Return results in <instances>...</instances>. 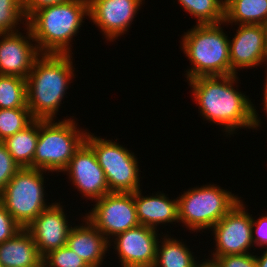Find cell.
Instances as JSON below:
<instances>
[{
  "label": "cell",
  "mask_w": 267,
  "mask_h": 267,
  "mask_svg": "<svg viewBox=\"0 0 267 267\" xmlns=\"http://www.w3.org/2000/svg\"><path fill=\"white\" fill-rule=\"evenodd\" d=\"M238 80L236 74L201 76L188 80L203 119L224 126L222 131L227 133L226 136L235 134L238 128L261 127L254 104L246 94L234 87Z\"/></svg>",
  "instance_id": "obj_1"
},
{
  "label": "cell",
  "mask_w": 267,
  "mask_h": 267,
  "mask_svg": "<svg viewBox=\"0 0 267 267\" xmlns=\"http://www.w3.org/2000/svg\"><path fill=\"white\" fill-rule=\"evenodd\" d=\"M72 54H41L27 81V107L36 120H55L71 80Z\"/></svg>",
  "instance_id": "obj_2"
},
{
  "label": "cell",
  "mask_w": 267,
  "mask_h": 267,
  "mask_svg": "<svg viewBox=\"0 0 267 267\" xmlns=\"http://www.w3.org/2000/svg\"><path fill=\"white\" fill-rule=\"evenodd\" d=\"M85 16H89L88 0H68L34 11L26 25L41 54H73L72 38L79 33Z\"/></svg>",
  "instance_id": "obj_3"
},
{
  "label": "cell",
  "mask_w": 267,
  "mask_h": 267,
  "mask_svg": "<svg viewBox=\"0 0 267 267\" xmlns=\"http://www.w3.org/2000/svg\"><path fill=\"white\" fill-rule=\"evenodd\" d=\"M196 24L182 36V51L192 67L186 70L187 80L201 76L231 75L229 37L221 25Z\"/></svg>",
  "instance_id": "obj_4"
},
{
  "label": "cell",
  "mask_w": 267,
  "mask_h": 267,
  "mask_svg": "<svg viewBox=\"0 0 267 267\" xmlns=\"http://www.w3.org/2000/svg\"><path fill=\"white\" fill-rule=\"evenodd\" d=\"M55 121L39 120V137L31 168L48 173L62 172L85 142L88 132L79 130L73 118Z\"/></svg>",
  "instance_id": "obj_5"
},
{
  "label": "cell",
  "mask_w": 267,
  "mask_h": 267,
  "mask_svg": "<svg viewBox=\"0 0 267 267\" xmlns=\"http://www.w3.org/2000/svg\"><path fill=\"white\" fill-rule=\"evenodd\" d=\"M216 185L194 187L177 197L179 223H183L188 230L204 232L240 201L241 197Z\"/></svg>",
  "instance_id": "obj_6"
},
{
  "label": "cell",
  "mask_w": 267,
  "mask_h": 267,
  "mask_svg": "<svg viewBox=\"0 0 267 267\" xmlns=\"http://www.w3.org/2000/svg\"><path fill=\"white\" fill-rule=\"evenodd\" d=\"M44 172L21 168L0 192V202L22 228L51 205L44 197Z\"/></svg>",
  "instance_id": "obj_7"
},
{
  "label": "cell",
  "mask_w": 267,
  "mask_h": 267,
  "mask_svg": "<svg viewBox=\"0 0 267 267\" xmlns=\"http://www.w3.org/2000/svg\"><path fill=\"white\" fill-rule=\"evenodd\" d=\"M85 142L93 149L103 169L110 192L133 193L140 188L137 157L119 143L87 133Z\"/></svg>",
  "instance_id": "obj_8"
},
{
  "label": "cell",
  "mask_w": 267,
  "mask_h": 267,
  "mask_svg": "<svg viewBox=\"0 0 267 267\" xmlns=\"http://www.w3.org/2000/svg\"><path fill=\"white\" fill-rule=\"evenodd\" d=\"M86 217L110 241L117 234L140 225L133 193L111 192L98 200ZM112 236V237H111Z\"/></svg>",
  "instance_id": "obj_9"
},
{
  "label": "cell",
  "mask_w": 267,
  "mask_h": 267,
  "mask_svg": "<svg viewBox=\"0 0 267 267\" xmlns=\"http://www.w3.org/2000/svg\"><path fill=\"white\" fill-rule=\"evenodd\" d=\"M245 207L243 201L240 200L211 228L216 246L211 258L251 253L248 251L254 247L252 240L253 217L245 210Z\"/></svg>",
  "instance_id": "obj_10"
},
{
  "label": "cell",
  "mask_w": 267,
  "mask_h": 267,
  "mask_svg": "<svg viewBox=\"0 0 267 267\" xmlns=\"http://www.w3.org/2000/svg\"><path fill=\"white\" fill-rule=\"evenodd\" d=\"M157 232V229L138 225L117 234L109 241V247L114 244L115 254H118L122 267H153L161 235Z\"/></svg>",
  "instance_id": "obj_11"
},
{
  "label": "cell",
  "mask_w": 267,
  "mask_h": 267,
  "mask_svg": "<svg viewBox=\"0 0 267 267\" xmlns=\"http://www.w3.org/2000/svg\"><path fill=\"white\" fill-rule=\"evenodd\" d=\"M62 172H68L69 180L77 191L92 202L111 193L104 171L98 164L93 149L86 142L75 152Z\"/></svg>",
  "instance_id": "obj_12"
},
{
  "label": "cell",
  "mask_w": 267,
  "mask_h": 267,
  "mask_svg": "<svg viewBox=\"0 0 267 267\" xmlns=\"http://www.w3.org/2000/svg\"><path fill=\"white\" fill-rule=\"evenodd\" d=\"M89 16L107 41L126 34L143 0H88Z\"/></svg>",
  "instance_id": "obj_13"
},
{
  "label": "cell",
  "mask_w": 267,
  "mask_h": 267,
  "mask_svg": "<svg viewBox=\"0 0 267 267\" xmlns=\"http://www.w3.org/2000/svg\"><path fill=\"white\" fill-rule=\"evenodd\" d=\"M25 27V36L19 30L0 34V75L27 79L35 60L41 55L31 30L26 24Z\"/></svg>",
  "instance_id": "obj_14"
},
{
  "label": "cell",
  "mask_w": 267,
  "mask_h": 267,
  "mask_svg": "<svg viewBox=\"0 0 267 267\" xmlns=\"http://www.w3.org/2000/svg\"><path fill=\"white\" fill-rule=\"evenodd\" d=\"M63 207L60 202L51 203L26 227L42 257L67 243L72 225L68 224Z\"/></svg>",
  "instance_id": "obj_15"
},
{
  "label": "cell",
  "mask_w": 267,
  "mask_h": 267,
  "mask_svg": "<svg viewBox=\"0 0 267 267\" xmlns=\"http://www.w3.org/2000/svg\"><path fill=\"white\" fill-rule=\"evenodd\" d=\"M234 38L229 39L230 66L232 74L244 68H256L266 64L264 25H238ZM239 69V70H238Z\"/></svg>",
  "instance_id": "obj_16"
},
{
  "label": "cell",
  "mask_w": 267,
  "mask_h": 267,
  "mask_svg": "<svg viewBox=\"0 0 267 267\" xmlns=\"http://www.w3.org/2000/svg\"><path fill=\"white\" fill-rule=\"evenodd\" d=\"M82 218L85 223L70 229L66 245L89 267H101L109 250V241L86 217Z\"/></svg>",
  "instance_id": "obj_17"
},
{
  "label": "cell",
  "mask_w": 267,
  "mask_h": 267,
  "mask_svg": "<svg viewBox=\"0 0 267 267\" xmlns=\"http://www.w3.org/2000/svg\"><path fill=\"white\" fill-rule=\"evenodd\" d=\"M142 190L133 192L137 218L140 225L157 229L160 224L179 222L178 199H169L165 193L143 196Z\"/></svg>",
  "instance_id": "obj_18"
},
{
  "label": "cell",
  "mask_w": 267,
  "mask_h": 267,
  "mask_svg": "<svg viewBox=\"0 0 267 267\" xmlns=\"http://www.w3.org/2000/svg\"><path fill=\"white\" fill-rule=\"evenodd\" d=\"M1 267H44L35 241L26 228L0 244Z\"/></svg>",
  "instance_id": "obj_19"
},
{
  "label": "cell",
  "mask_w": 267,
  "mask_h": 267,
  "mask_svg": "<svg viewBox=\"0 0 267 267\" xmlns=\"http://www.w3.org/2000/svg\"><path fill=\"white\" fill-rule=\"evenodd\" d=\"M233 22L235 25H265L267 0H225L224 24L232 26Z\"/></svg>",
  "instance_id": "obj_20"
},
{
  "label": "cell",
  "mask_w": 267,
  "mask_h": 267,
  "mask_svg": "<svg viewBox=\"0 0 267 267\" xmlns=\"http://www.w3.org/2000/svg\"><path fill=\"white\" fill-rule=\"evenodd\" d=\"M39 137V120H34L25 129L7 137L3 142L20 168H31Z\"/></svg>",
  "instance_id": "obj_21"
},
{
  "label": "cell",
  "mask_w": 267,
  "mask_h": 267,
  "mask_svg": "<svg viewBox=\"0 0 267 267\" xmlns=\"http://www.w3.org/2000/svg\"><path fill=\"white\" fill-rule=\"evenodd\" d=\"M165 235V236H164ZM162 235V240L158 241L156 248V259L153 267H197L198 262L184 242L180 239ZM161 243V244H159ZM193 254V255H192Z\"/></svg>",
  "instance_id": "obj_22"
},
{
  "label": "cell",
  "mask_w": 267,
  "mask_h": 267,
  "mask_svg": "<svg viewBox=\"0 0 267 267\" xmlns=\"http://www.w3.org/2000/svg\"><path fill=\"white\" fill-rule=\"evenodd\" d=\"M187 13L197 18L198 24L224 22L225 0H178Z\"/></svg>",
  "instance_id": "obj_23"
},
{
  "label": "cell",
  "mask_w": 267,
  "mask_h": 267,
  "mask_svg": "<svg viewBox=\"0 0 267 267\" xmlns=\"http://www.w3.org/2000/svg\"><path fill=\"white\" fill-rule=\"evenodd\" d=\"M4 108H28L26 79L0 75V109Z\"/></svg>",
  "instance_id": "obj_24"
},
{
  "label": "cell",
  "mask_w": 267,
  "mask_h": 267,
  "mask_svg": "<svg viewBox=\"0 0 267 267\" xmlns=\"http://www.w3.org/2000/svg\"><path fill=\"white\" fill-rule=\"evenodd\" d=\"M34 120L29 108L0 109V141L25 129Z\"/></svg>",
  "instance_id": "obj_25"
},
{
  "label": "cell",
  "mask_w": 267,
  "mask_h": 267,
  "mask_svg": "<svg viewBox=\"0 0 267 267\" xmlns=\"http://www.w3.org/2000/svg\"><path fill=\"white\" fill-rule=\"evenodd\" d=\"M19 22L27 23L22 0H0V34L18 31Z\"/></svg>",
  "instance_id": "obj_26"
},
{
  "label": "cell",
  "mask_w": 267,
  "mask_h": 267,
  "mask_svg": "<svg viewBox=\"0 0 267 267\" xmlns=\"http://www.w3.org/2000/svg\"><path fill=\"white\" fill-rule=\"evenodd\" d=\"M44 267H89V265L78 256L67 245L52 250L43 257Z\"/></svg>",
  "instance_id": "obj_27"
},
{
  "label": "cell",
  "mask_w": 267,
  "mask_h": 267,
  "mask_svg": "<svg viewBox=\"0 0 267 267\" xmlns=\"http://www.w3.org/2000/svg\"><path fill=\"white\" fill-rule=\"evenodd\" d=\"M20 169L8 152L4 142L0 141V192Z\"/></svg>",
  "instance_id": "obj_28"
},
{
  "label": "cell",
  "mask_w": 267,
  "mask_h": 267,
  "mask_svg": "<svg viewBox=\"0 0 267 267\" xmlns=\"http://www.w3.org/2000/svg\"><path fill=\"white\" fill-rule=\"evenodd\" d=\"M22 227L12 218L0 202V244L12 238Z\"/></svg>",
  "instance_id": "obj_29"
},
{
  "label": "cell",
  "mask_w": 267,
  "mask_h": 267,
  "mask_svg": "<svg viewBox=\"0 0 267 267\" xmlns=\"http://www.w3.org/2000/svg\"><path fill=\"white\" fill-rule=\"evenodd\" d=\"M216 260L222 267H257L256 257L252 253L224 255Z\"/></svg>",
  "instance_id": "obj_30"
},
{
  "label": "cell",
  "mask_w": 267,
  "mask_h": 267,
  "mask_svg": "<svg viewBox=\"0 0 267 267\" xmlns=\"http://www.w3.org/2000/svg\"><path fill=\"white\" fill-rule=\"evenodd\" d=\"M265 215L260 216L257 220L255 218L252 220L253 243L264 249L267 246V214Z\"/></svg>",
  "instance_id": "obj_31"
},
{
  "label": "cell",
  "mask_w": 267,
  "mask_h": 267,
  "mask_svg": "<svg viewBox=\"0 0 267 267\" xmlns=\"http://www.w3.org/2000/svg\"><path fill=\"white\" fill-rule=\"evenodd\" d=\"M68 0H22L23 11L28 18L34 11L49 5H55Z\"/></svg>",
  "instance_id": "obj_32"
},
{
  "label": "cell",
  "mask_w": 267,
  "mask_h": 267,
  "mask_svg": "<svg viewBox=\"0 0 267 267\" xmlns=\"http://www.w3.org/2000/svg\"><path fill=\"white\" fill-rule=\"evenodd\" d=\"M197 267H222L221 264L216 259H205V261L200 262Z\"/></svg>",
  "instance_id": "obj_33"
},
{
  "label": "cell",
  "mask_w": 267,
  "mask_h": 267,
  "mask_svg": "<svg viewBox=\"0 0 267 267\" xmlns=\"http://www.w3.org/2000/svg\"><path fill=\"white\" fill-rule=\"evenodd\" d=\"M263 254L260 256L255 255L257 267H267V247L265 251H262Z\"/></svg>",
  "instance_id": "obj_34"
},
{
  "label": "cell",
  "mask_w": 267,
  "mask_h": 267,
  "mask_svg": "<svg viewBox=\"0 0 267 267\" xmlns=\"http://www.w3.org/2000/svg\"><path fill=\"white\" fill-rule=\"evenodd\" d=\"M263 91H264V93H263L264 94L263 95L264 98H262L263 99V106H264L263 110H265L264 112H266L265 114H267V88L265 86H264V90ZM266 117H267V115H266Z\"/></svg>",
  "instance_id": "obj_35"
},
{
  "label": "cell",
  "mask_w": 267,
  "mask_h": 267,
  "mask_svg": "<svg viewBox=\"0 0 267 267\" xmlns=\"http://www.w3.org/2000/svg\"><path fill=\"white\" fill-rule=\"evenodd\" d=\"M264 31H265V43H266V62H267V23L264 25ZM267 65V64H266ZM267 74V70L265 72Z\"/></svg>",
  "instance_id": "obj_36"
},
{
  "label": "cell",
  "mask_w": 267,
  "mask_h": 267,
  "mask_svg": "<svg viewBox=\"0 0 267 267\" xmlns=\"http://www.w3.org/2000/svg\"><path fill=\"white\" fill-rule=\"evenodd\" d=\"M265 85V87L267 88V74H266V77H265V83H264Z\"/></svg>",
  "instance_id": "obj_37"
}]
</instances>
